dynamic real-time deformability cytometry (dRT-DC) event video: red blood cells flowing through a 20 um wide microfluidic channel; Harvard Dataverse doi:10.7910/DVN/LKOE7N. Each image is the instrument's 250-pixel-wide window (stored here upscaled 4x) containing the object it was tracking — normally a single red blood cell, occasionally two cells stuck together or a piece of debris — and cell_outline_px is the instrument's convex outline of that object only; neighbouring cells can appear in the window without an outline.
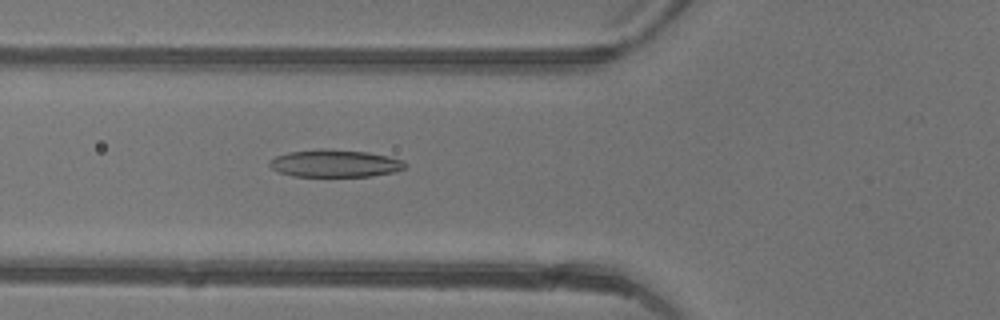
{"species": "common noctule bat (a hibernating species)", "species_latin": "Nyctalus noctula", "temperature_condition": "warm", "stored_images_in_passage": 24, "camera_frame_rate_fps": 3000, "um_per_image_px": 0.085, "animal": {"sex": "female"}, "frame": {"image": 1, "passage_image": 9, "time_ms": 2.667, "image_size_px": [1000, 320], "cell_outline_px": [[408, 164], [404, 168], [396, 172], [372, 176], [292, 176], [280, 172], [272, 168], [268, 164], [268, 160], [276, 156], [288, 152], [320, 148], [324, 148], [368, 152], [388, 156], [404, 160]], "centroid_in_image_um": [28.49, 13.88], "position_along_channel_um": 97.3, "area_um2": 21.91}}
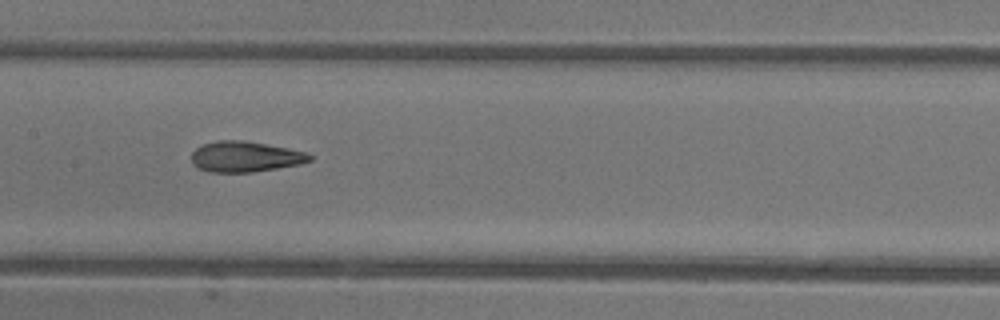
{"frame": {"image": 2, "passage_image": 15, "time_ms": 4.667, "image_size_px": [1000, 320], "cell_outline_px": [[312, 160], [300, 164], [252, 172], [208, 172], [196, 168], [192, 164], [192, 152], [196, 148], [204, 144], [216, 140], [244, 140], [288, 148], [308, 152], [312, 156]], "centroid_in_image_um": [20.83, 13.32], "position_along_channel_um": 186.6, "area_um2": 21.21}}
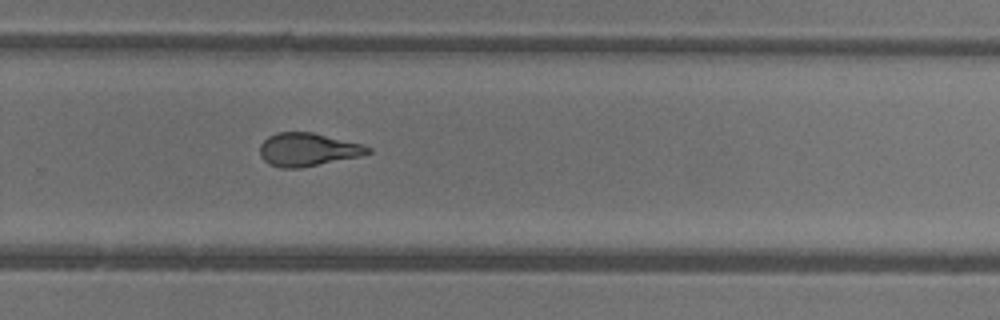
{"frame": {"image": 3, "passage_image": 23, "time_ms": 7.333, "image_size_px": [1000, 320], "cell_outline_px": [[372, 152], [360, 156], [300, 168], [280, 168], [268, 164], [260, 156], [260, 144], [268, 136], [276, 132], [312, 132], [364, 144], [372, 148]], "centroid_in_image_um": [26.16, 12.71], "position_along_channel_um": 303.6, "area_um2": 21.04}}